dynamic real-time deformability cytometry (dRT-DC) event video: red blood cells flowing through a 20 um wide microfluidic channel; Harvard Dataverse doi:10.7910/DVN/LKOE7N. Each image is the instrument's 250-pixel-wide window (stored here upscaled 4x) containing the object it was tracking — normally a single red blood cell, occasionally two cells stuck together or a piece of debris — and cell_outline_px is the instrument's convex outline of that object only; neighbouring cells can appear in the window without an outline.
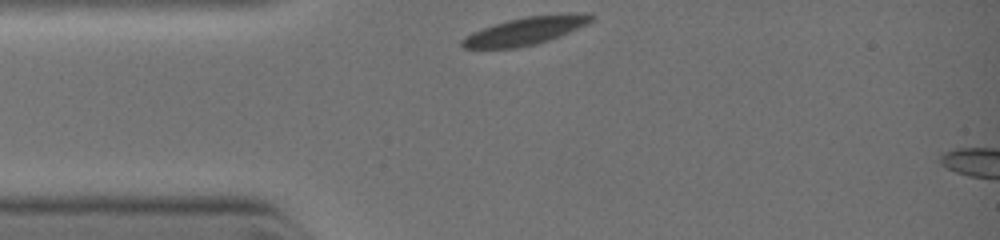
{"species": "common noctule bat (a hibernating species)", "species_latin": "Nyctalus noctula", "temperature_condition": "warm", "stored_images_in_passage": 3, "camera_frame_rate_fps": 3000, "um_per_image_px": 0.085, "animal": {"sex": "female", "body_mass_g": 19.0, "forearm_length_mm": 51.5}, "frame": {"image": 1, "passage_image": 1, "time_ms": 0.0, "image_size_px": [1000, 240], "cell_outline_px": [[596, 16], [592, 20], [576, 28], [548, 40], [536, 44], [516, 48], [464, 48], [460, 44], [460, 40], [464, 36], [472, 32], [492, 24], [524, 16], [584, 12], [588, 12]], "centroid_in_image_um": [44.61, 2.61], "position_along_channel_um": 40.4, "area_um2": 20.87}}